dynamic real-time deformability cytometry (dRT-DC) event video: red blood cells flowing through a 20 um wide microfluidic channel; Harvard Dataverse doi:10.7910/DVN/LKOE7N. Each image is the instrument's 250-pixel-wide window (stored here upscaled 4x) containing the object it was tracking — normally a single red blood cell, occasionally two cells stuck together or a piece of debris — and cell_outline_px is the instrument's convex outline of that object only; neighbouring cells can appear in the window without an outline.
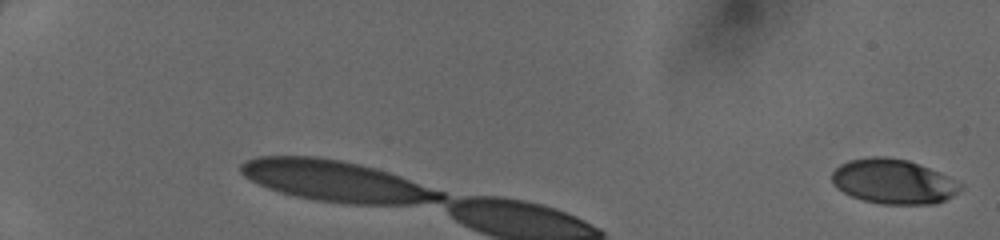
{"species": "human", "species_latin": "Homo sapiens", "temperature_condition": "cold", "stored_images_in_passage": 32, "camera_frame_rate_fps": 3000, "um_per_image_px": 0.085, "donor": {"sex": "female"}, "frame": {"image": 1, "passage_image": 1, "time_ms": 0.0, "image_size_px": [1000, 240], "cell_outline_px": [[964, 188], [952, 196], [936, 204], [880, 204], [864, 200], [852, 196], [836, 188], [832, 184], [832, 172], [840, 164], [848, 160], [872, 156], [884, 156], [908, 160], [948, 176], [960, 184]], "centroid_in_image_um": [75.91, 15.43], "position_along_channel_um": 9.1, "area_um2": 33.47}}
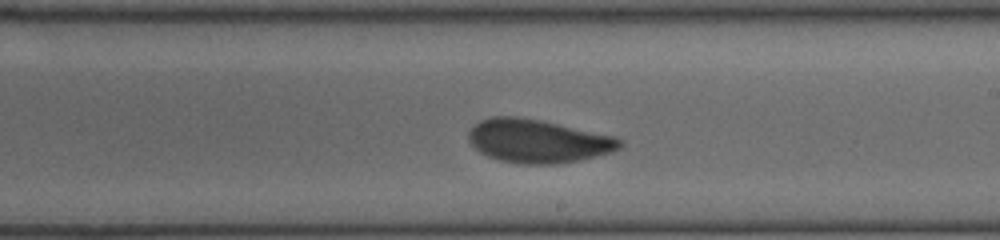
{"frame": {"image": 2, "passage_image": 20, "time_ms": 6.333, "image_size_px": [1000, 240], "cell_outline_px": [[624, 144], [620, 148], [612, 152], [580, 160], [556, 164], [520, 164], [500, 160], [488, 156], [480, 152], [468, 140], [468, 132], [480, 120], [492, 116], [516, 116], [540, 120], [616, 136]], "centroid_in_image_um": [45.73, 11.99], "position_along_channel_um": 243.3, "area_um2": 38.26}}
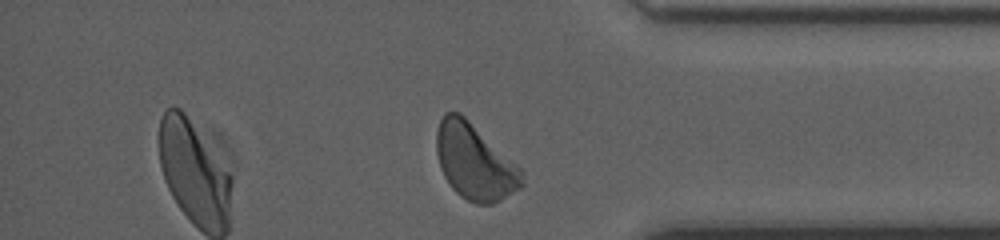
{"frame": {"image": 3, "passage_image": 31, "time_ms": 10.0, "image_size_px": [1000, 240], "cell_outline_px": [[524, 184], [520, 188], [500, 200], [492, 204], [476, 204], [460, 196], [452, 188], [444, 176], [440, 168], [436, 152], [436, 132], [440, 120], [444, 112], [460, 112], [516, 164], [524, 172]], "centroid_in_image_um": [40.33, 13.77], "position_along_channel_um": 394.9, "area_um2": 37.51}}